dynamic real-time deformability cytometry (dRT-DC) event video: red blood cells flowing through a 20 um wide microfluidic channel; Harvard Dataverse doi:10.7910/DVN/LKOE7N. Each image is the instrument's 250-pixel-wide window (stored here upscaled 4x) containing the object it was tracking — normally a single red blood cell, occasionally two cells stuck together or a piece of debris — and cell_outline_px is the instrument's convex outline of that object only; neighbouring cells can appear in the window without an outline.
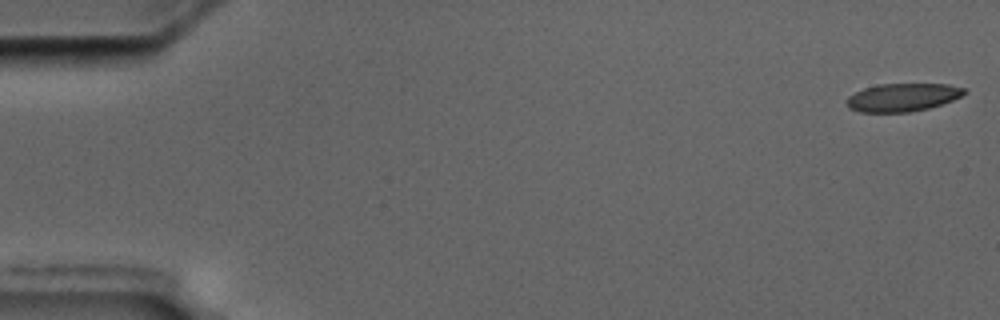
{"species": "common noctule bat (a hibernating species)", "species_latin": "Nyctalus noctula", "temperature_condition": "cold", "stored_images_in_passage": 51, "camera_frame_rate_fps": 3000, "um_per_image_px": 0.085, "animal": {"sex": "male", "body_mass_g": 17.5, "forearm_length_mm": 52.3}, "frame": {"image": 1, "passage_image": 1, "time_ms": 0.0, "image_size_px": [1000, 320], "cell_outline_px": [[968, 92], [952, 100], [928, 108], [908, 112], [860, 112], [848, 108], [848, 96], [864, 88], [880, 84], [948, 84], [964, 88]], "centroid_in_image_um": [76.72, 8.27], "position_along_channel_um": 8.3, "area_um2": 19.02}}
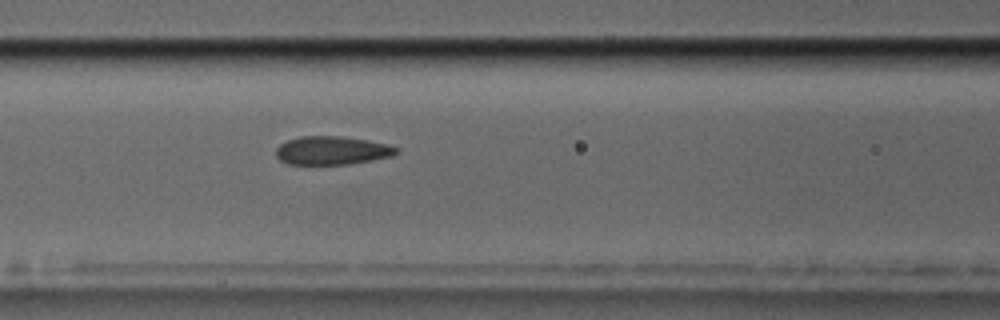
{"frame": {"image": 2, "passage_image": 24, "time_ms": 7.667, "image_size_px": [1000, 320], "cell_outline_px": [[400, 148], [392, 156], [352, 164], [288, 164], [280, 160], [276, 156], [276, 148], [280, 144], [288, 140], [300, 136], [340, 136], [368, 140], [388, 144]], "centroid_in_image_um": [28.22, 12.79], "position_along_channel_um": 138.4, "area_um2": 20.0}}
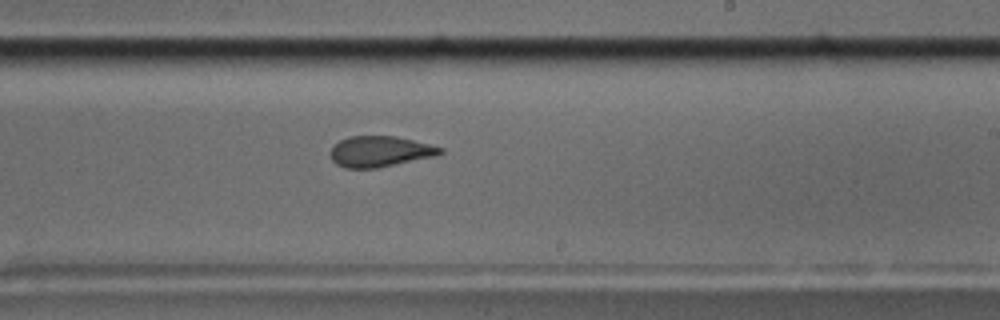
{"frame": {"image": 3, "passage_image": 34, "time_ms": 11.0, "image_size_px": [1000, 320], "cell_outline_px": [[444, 152], [436, 156], [376, 168], [344, 168], [336, 164], [332, 160], [328, 152], [332, 144], [348, 136], [396, 136], [444, 148]], "centroid_in_image_um": [32.24, 12.87], "position_along_channel_um": 256.8, "area_um2": 19.88}}